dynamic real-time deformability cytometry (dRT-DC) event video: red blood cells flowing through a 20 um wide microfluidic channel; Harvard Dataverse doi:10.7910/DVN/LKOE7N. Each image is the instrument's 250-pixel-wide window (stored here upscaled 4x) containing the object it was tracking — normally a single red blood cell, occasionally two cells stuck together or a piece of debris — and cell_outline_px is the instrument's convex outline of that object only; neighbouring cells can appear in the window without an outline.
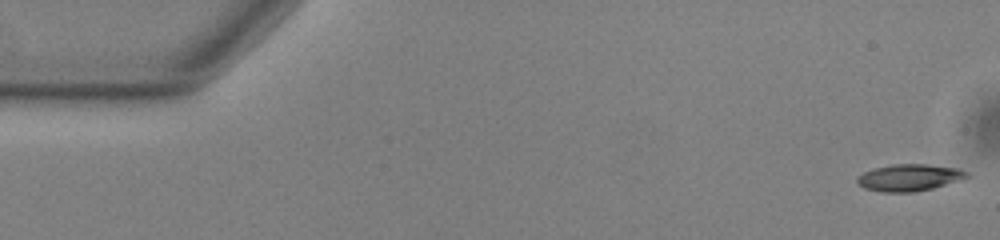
{"species": "common noctule bat (a hibernating species)", "species_latin": "Nyctalus noctula", "temperature_condition": "warm", "stored_images_in_passage": 54, "camera_frame_rate_fps": 3000, "um_per_image_px": 0.085, "animal": {"sex": "male", "body_mass_g": 13.0, "forearm_length_mm": 53.1}, "frame": {"image": 1, "passage_image": 1, "time_ms": 0.0, "image_size_px": [1000, 240], "cell_outline_px": [[972, 176], [960, 180], [932, 188], [912, 192], [880, 192], [864, 188], [856, 180], [856, 176], [872, 168], [892, 164], [924, 164], [960, 168], [968, 172]], "centroid_in_image_um": [77.29, 15.08], "position_along_channel_um": 7.7, "area_um2": 17.28}}
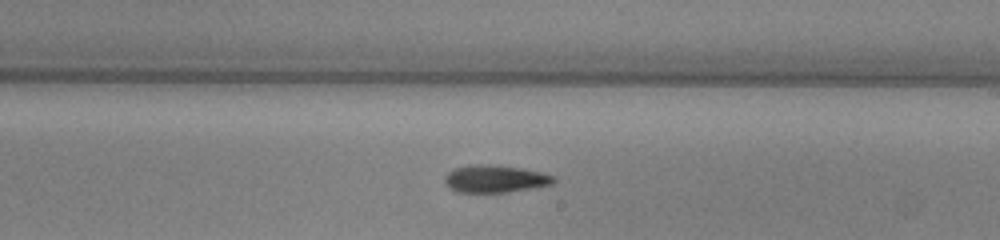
{"frame": {"image": 2, "passage_image": 31, "time_ms": 10.0, "image_size_px": [1000, 240], "cell_outline_px": [[556, 180], [552, 184], [508, 192], [456, 192], [448, 188], [444, 184], [444, 176], [448, 172], [456, 168], [468, 164], [492, 164], [520, 168], [540, 172], [556, 176]], "centroid_in_image_um": [42.04, 15.19], "position_along_channel_um": 247.0, "area_um2": 17.57}}
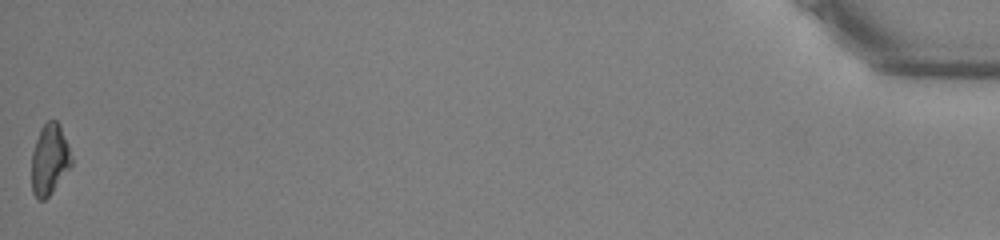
{"frame": {"image": 3, "passage_image": 54, "time_ms": 17.667, "image_size_px": [1000, 240], "cell_outline_px": [[72, 164], [52, 192], [44, 200], [40, 200], [32, 192], [32, 152], [40, 128], [48, 120], [56, 120], [60, 124], [68, 144], [72, 156]], "centroid_in_image_um": [4.22, 13.53], "position_along_channel_um": 431.0, "area_um2": 16.36}, "authors_computed_cell_mechanics": {"area_um2": 17.0799, "velocity_mm_per_s": 3.7781, "shape_relaxation_time_tau1_ms": 4.5041, "shape_relaxation_time_tau2_ms": null, "deformation_change_tau1": 0.1297, "deformation_change_tau2": null}}